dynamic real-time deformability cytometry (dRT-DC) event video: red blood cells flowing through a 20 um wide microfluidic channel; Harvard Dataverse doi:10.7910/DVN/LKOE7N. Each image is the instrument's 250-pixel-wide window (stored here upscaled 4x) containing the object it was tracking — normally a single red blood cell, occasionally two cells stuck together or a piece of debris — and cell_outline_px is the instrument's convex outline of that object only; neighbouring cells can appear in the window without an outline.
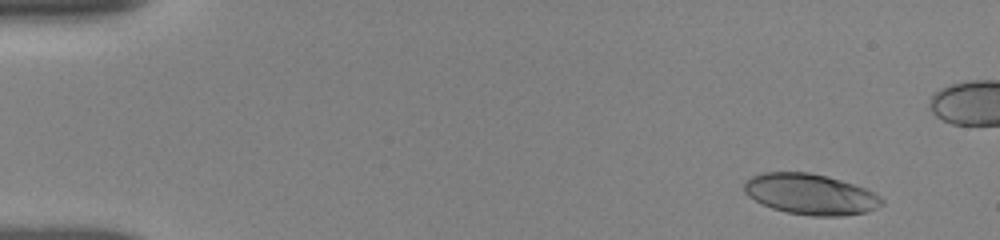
{"species": "human", "species_latin": "Homo sapiens", "temperature_condition": "room temperature", "stored_images_in_passage": 38, "camera_frame_rate_fps": 3000, "um_per_image_px": 0.085, "donor": {"sex": "female"}, "frame": {"image": 1, "passage_image": 3, "time_ms": 1.333, "image_size_px": [1000, 240], "cell_outline_px": [[884, 204], [864, 212], [844, 216], [812, 216], [788, 212], [772, 208], [748, 196], [744, 192], [744, 184], [752, 176], [764, 172], [808, 172], [840, 180], [864, 188], [880, 196], [884, 200]], "centroid_in_image_um": [68.88, 16.51], "position_along_channel_um": 16.1, "area_um2": 32.25}}
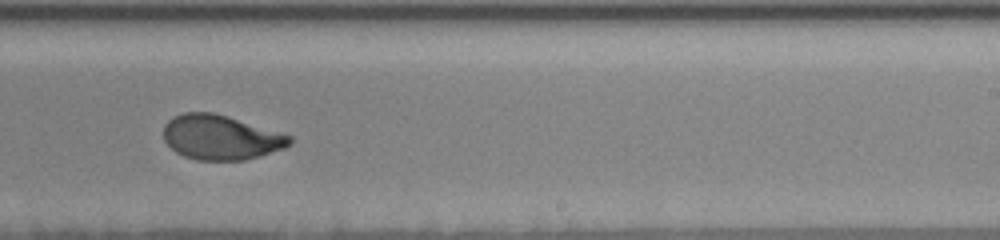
{"frame": {"image": 2, "passage_image": 25, "time_ms": 11.0, "image_size_px": [1000, 240], "cell_outline_px": [[292, 140], [284, 148], [260, 156], [244, 160], [196, 160], [184, 156], [176, 152], [164, 140], [164, 124], [172, 116], [184, 112], [212, 112], [228, 116], [284, 132], [292, 136]], "centroid_in_image_um": [18.78, 11.66], "position_along_channel_um": 270.2, "area_um2": 33.12}}
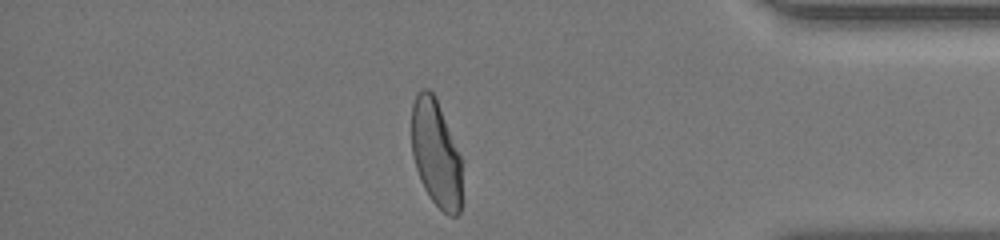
{"frame": {"image": 3, "passage_image": 37, "time_ms": 15.0, "image_size_px": [1000, 240], "cell_outline_px": [[460, 212], [456, 216], [448, 216], [428, 196], [420, 180], [412, 156], [412, 104], [420, 88], [428, 88], [436, 96], [460, 156]], "centroid_in_image_um": [37.03, 13.02], "position_along_channel_um": 398.2, "area_um2": 31.21}}